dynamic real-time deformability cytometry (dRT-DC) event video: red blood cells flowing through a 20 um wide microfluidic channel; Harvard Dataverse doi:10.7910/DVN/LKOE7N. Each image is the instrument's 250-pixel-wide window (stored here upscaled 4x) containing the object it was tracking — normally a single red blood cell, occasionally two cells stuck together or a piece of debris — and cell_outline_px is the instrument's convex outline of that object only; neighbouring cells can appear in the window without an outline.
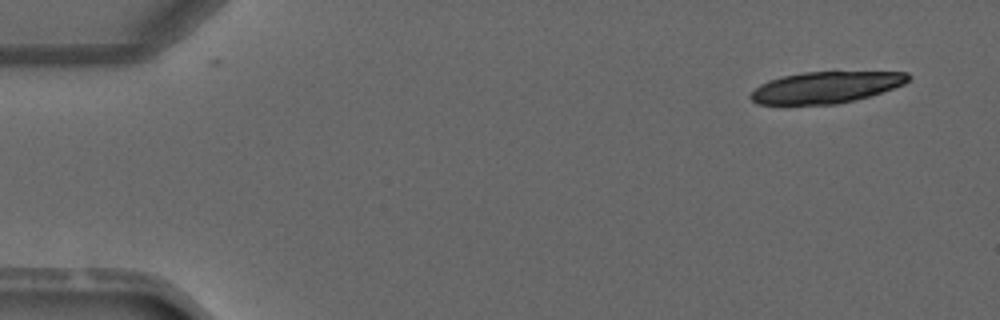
{"species": "common noctule bat (a hibernating species)", "species_latin": "Nyctalus noctula", "temperature_condition": "warm", "stored_images_in_passage": 3, "camera_frame_rate_fps": 3000, "um_per_image_px": 0.085, "animal": {"sex": "male", "forearm_length_mm": 52.5}, "frame": {"image": 1, "passage_image": 1, "time_ms": 0.0, "image_size_px": [1000, 320], "cell_outline_px": [[912, 76], [904, 84], [856, 100], [836, 104], [756, 104], [748, 96], [760, 84], [768, 80], [780, 76], [804, 72], [908, 72]], "centroid_in_image_um": [70.17, 7.42], "position_along_channel_um": 14.8, "area_um2": 28.78}}